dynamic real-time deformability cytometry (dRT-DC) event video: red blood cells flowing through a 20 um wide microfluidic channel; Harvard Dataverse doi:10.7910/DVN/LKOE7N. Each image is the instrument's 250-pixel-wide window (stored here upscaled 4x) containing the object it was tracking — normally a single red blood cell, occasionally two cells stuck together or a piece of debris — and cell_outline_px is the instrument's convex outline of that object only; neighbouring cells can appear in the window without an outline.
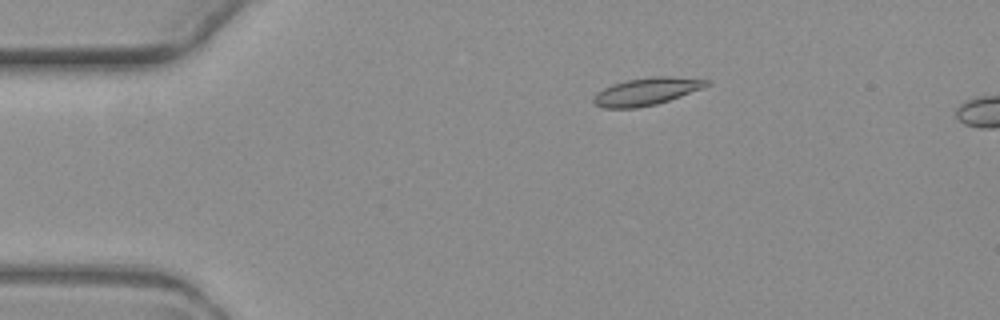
{"species": "common noctule bat (a hibernating species)", "species_latin": "Nyctalus noctula", "temperature_condition": "warm", "stored_images_in_passage": 5, "camera_frame_rate_fps": 3000, "um_per_image_px": 0.085, "animal": {"sex": "female", "body_mass_g": 19.3, "forearm_length_mm": 54.1}, "frame": {"image": 1, "passage_image": 3, "time_ms": 2.333, "image_size_px": [1000, 320], "cell_outline_px": [[712, 80], [704, 88], [656, 104], [636, 108], [604, 108], [596, 104], [592, 100], [592, 96], [596, 92], [612, 84], [628, 80], [652, 76], [672, 76]], "centroid_in_image_um": [54.95, 7.76], "position_along_channel_um": 30.1, "area_um2": 18.09}}